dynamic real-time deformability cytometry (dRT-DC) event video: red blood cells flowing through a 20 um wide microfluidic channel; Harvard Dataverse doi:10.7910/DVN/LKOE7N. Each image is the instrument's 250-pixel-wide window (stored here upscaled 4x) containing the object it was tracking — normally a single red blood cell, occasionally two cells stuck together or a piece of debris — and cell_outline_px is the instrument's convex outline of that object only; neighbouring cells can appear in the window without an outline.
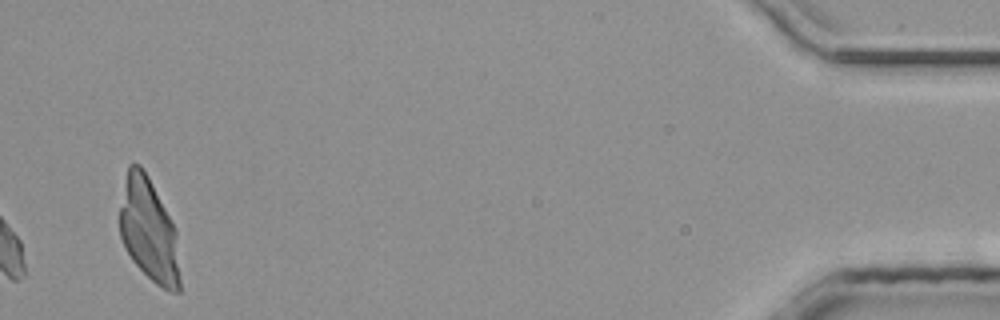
{"species": "common noctule bat (a hibernating species)", "species_latin": "Nyctalus noctula", "temperature_condition": "room temperature", "stored_images_in_passage": 30, "segment_of_instrument_passage": [2, 2], "camera_frame_rate_fps": 3000, "um_per_image_px": 0.085, "animal": {"sex": "male", "body_mass_g": 20.4}, "frame": {"image": 1, "passage_image": 30, "time_ms": 9.667, "image_size_px": [1000, 320], "cell_outline_px": [[180, 292], [168, 292], [156, 284], [132, 260], [124, 248], [120, 236], [120, 208], [128, 164], [140, 164], [148, 176], [176, 228], [180, 280]], "centroid_in_image_um": [12.66, 19.6], "position_along_channel_um": 422.5, "area_um2": 36.13}}